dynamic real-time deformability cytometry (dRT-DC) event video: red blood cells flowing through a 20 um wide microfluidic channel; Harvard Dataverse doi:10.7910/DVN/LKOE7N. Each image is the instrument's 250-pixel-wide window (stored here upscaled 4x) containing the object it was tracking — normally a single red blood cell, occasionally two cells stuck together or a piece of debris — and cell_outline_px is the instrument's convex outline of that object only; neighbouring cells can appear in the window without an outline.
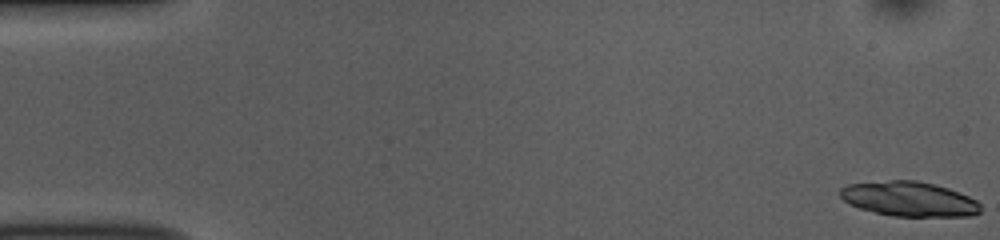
{"species": "common noctule bat (a hibernating species)", "species_latin": "Nyctalus noctula", "temperature_condition": "room temperature", "stored_images_in_passage": 51, "camera_frame_rate_fps": 3000, "um_per_image_px": 0.085, "animal": {"sex": "female", "body_mass_g": 10.0, "forearm_length_mm": 53.1}, "frame": {"image": 1, "passage_image": 1, "time_ms": 0.0, "image_size_px": [1000, 240], "cell_outline_px": [[980, 212], [972, 216], [892, 216], [860, 208], [844, 200], [840, 196], [840, 188], [848, 184], [888, 180], [916, 180], [948, 188], [960, 192], [976, 200], [980, 204]], "centroid_in_image_um": [77.29, 16.91], "position_along_channel_um": 7.7, "area_um2": 28.26}}
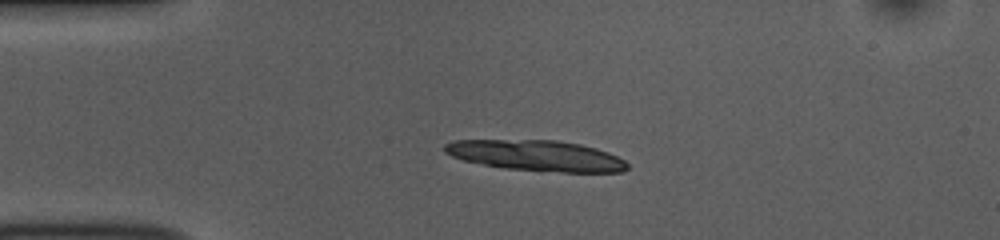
{"frame": {"image": 2, "passage_image": 12, "time_ms": 3.667, "image_size_px": [1000, 240], "cell_outline_px": [[628, 168], [624, 172], [540, 172], [504, 168], [464, 160], [452, 156], [444, 152], [444, 144], [452, 140], [556, 140], [580, 144], [596, 148], [608, 152], [624, 160], [628, 164]], "centroid_in_image_um": [45.6, 13.23], "position_along_channel_um": 39.4, "area_um2": 32.89}, "authors_computed_cell_mechanics": {"area_um2": 19.5364, "velocity_mm_per_s": 3.8626, "shape_relaxation_time_tau1_ms": 1.5906, "shape_relaxation_time_tau2_ms": null, "deformation_change_tau1": 0.0328, "deformation_change_tau2": null}}